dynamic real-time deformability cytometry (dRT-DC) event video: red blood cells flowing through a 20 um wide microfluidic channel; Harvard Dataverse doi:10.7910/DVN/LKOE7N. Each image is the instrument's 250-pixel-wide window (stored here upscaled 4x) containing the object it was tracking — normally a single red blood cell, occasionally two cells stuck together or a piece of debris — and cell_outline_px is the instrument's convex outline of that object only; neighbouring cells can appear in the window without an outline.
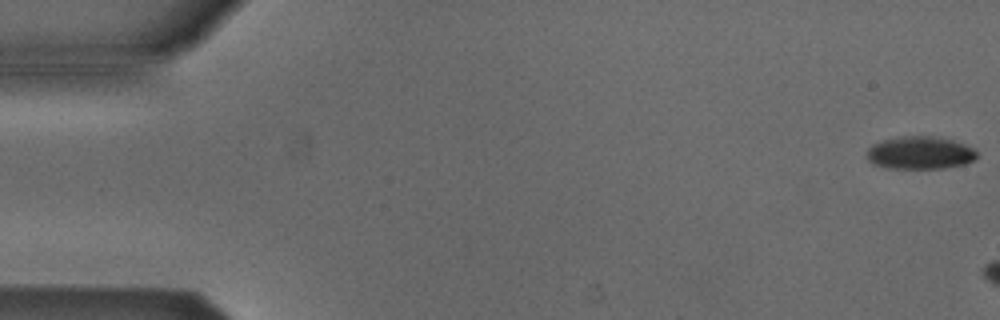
{"species": "Egyptian fruit bat (a non-hibernating species)", "species_latin": "Rousettus aegyptiacus", "temperature_condition": "cold", "stored_images_in_passage": 3, "camera_frame_rate_fps": 3000, "um_per_image_px": 0.085, "animal": {"sex": "male"}, "frame": {"image": 1, "passage_image": 1, "time_ms": 0.0, "image_size_px": [1000, 320], "cell_outline_px": [[976, 156], [972, 160], [964, 164], [944, 168], [884, 168], [872, 164], [864, 156], [868, 148], [872, 144], [884, 140], [900, 136], [932, 136], [952, 140], [976, 148]], "centroid_in_image_um": [78.15, 12.99], "position_along_channel_um": 6.9, "area_um2": 21.15}}